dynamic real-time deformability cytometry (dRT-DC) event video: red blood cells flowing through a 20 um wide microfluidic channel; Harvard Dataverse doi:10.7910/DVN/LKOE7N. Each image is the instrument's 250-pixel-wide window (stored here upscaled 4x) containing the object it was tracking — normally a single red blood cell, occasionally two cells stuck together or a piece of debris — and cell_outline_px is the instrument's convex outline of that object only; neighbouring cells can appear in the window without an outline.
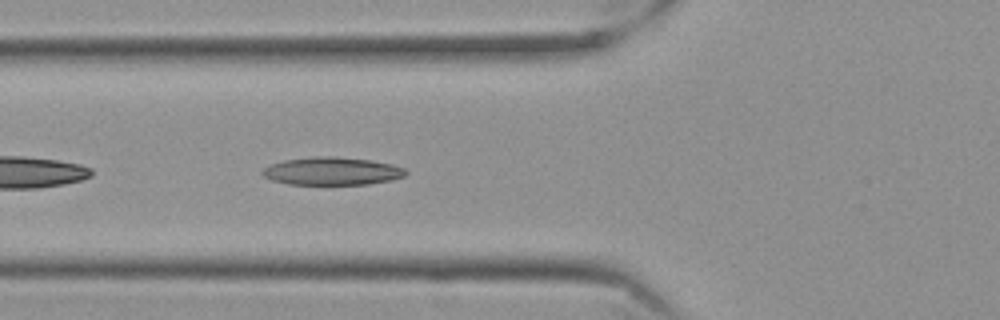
{"species": "Egyptian fruit bat (a non-hibernating species)", "species_latin": "Rousettus aegyptiacus", "temperature_condition": "cold", "stored_images_in_passage": 41, "camera_frame_rate_fps": 3000, "um_per_image_px": 0.085, "frame": {"image": 1, "passage_image": 5, "time_ms": 1.333, "image_size_px": [1000, 320], "cell_outline_px": [[408, 172], [404, 176], [392, 180], [368, 184], [288, 184], [272, 180], [264, 176], [260, 172], [264, 168], [272, 164], [284, 160], [312, 156], [336, 156], [368, 160], [392, 164], [404, 168]], "centroid_in_image_um": [28.22, 14.54], "position_along_channel_um": 97.6, "area_um2": 23.24}}
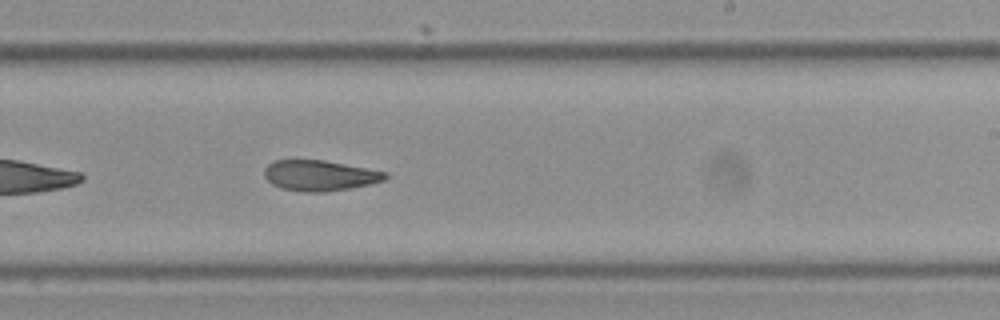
{"frame": {"image": 2, "passage_image": 19, "time_ms": 6.0, "image_size_px": [1000, 320], "cell_outline_px": [[388, 176], [384, 180], [372, 184], [324, 192], [304, 192], [280, 188], [272, 184], [264, 176], [264, 168], [272, 160], [324, 160], [388, 172]], "centroid_in_image_um": [27.16, 14.91], "position_along_channel_um": 261.8, "area_um2": 21.62}}
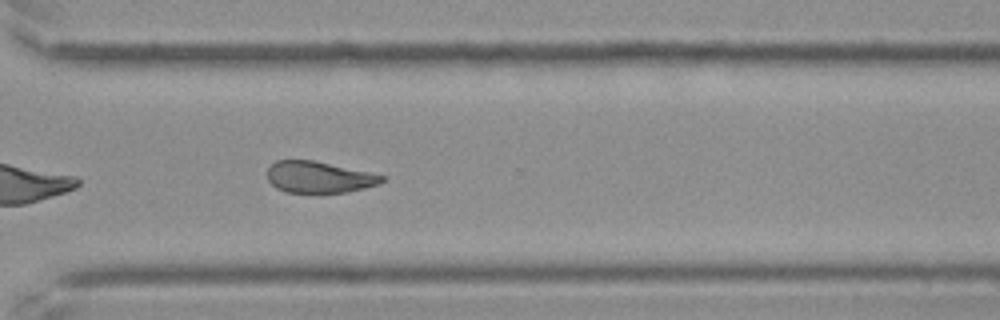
{"frame": {"image": 3, "passage_image": 26, "time_ms": 8.333, "image_size_px": [1000, 320], "cell_outline_px": [[384, 180], [380, 184], [348, 192], [284, 192], [276, 188], [268, 180], [268, 168], [276, 160], [312, 160], [372, 172], [384, 176]], "centroid_in_image_um": [27.13, 15.05], "position_along_channel_um": 343.5, "area_um2": 20.98}, "authors_computed_cell_mechanics": {"area_um2": 22.542, "velocity_mm_per_s": 3.5026, "shape_relaxation_time_tau1_ms": 7.4185, "shape_relaxation_time_tau2_ms": null, "deformation_change_tau1": 0.1571, "deformation_change_tau2": null}}